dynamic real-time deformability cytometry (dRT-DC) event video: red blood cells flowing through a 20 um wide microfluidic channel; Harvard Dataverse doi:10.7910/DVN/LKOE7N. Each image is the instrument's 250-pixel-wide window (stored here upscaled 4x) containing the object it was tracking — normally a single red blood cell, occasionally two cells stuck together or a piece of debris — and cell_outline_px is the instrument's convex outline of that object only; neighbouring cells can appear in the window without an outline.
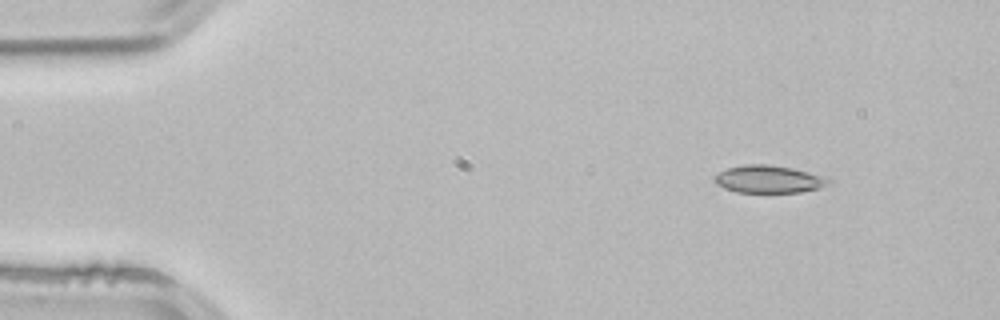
{"species": "common noctule bat (a hibernating species)", "species_latin": "Nyctalus noctula", "temperature_condition": "room temperature", "stored_images_in_passage": 3, "camera_frame_rate_fps": 3000, "um_per_image_px": 0.085, "animal": {"sex": "male", "body_mass_g": 21.5, "forearm_length_mm": 52.0}, "frame": {"image": 1, "passage_image": 1, "time_ms": 0.0, "image_size_px": [1000, 320], "cell_outline_px": [[832, 180], [820, 188], [800, 192], [736, 192], [716, 184], [712, 180], [720, 172], [728, 168], [744, 164], [768, 164], [792, 168], [828, 176]], "centroid_in_image_um": [65.37, 15.22], "position_along_channel_um": 19.6, "area_um2": 18.32}}
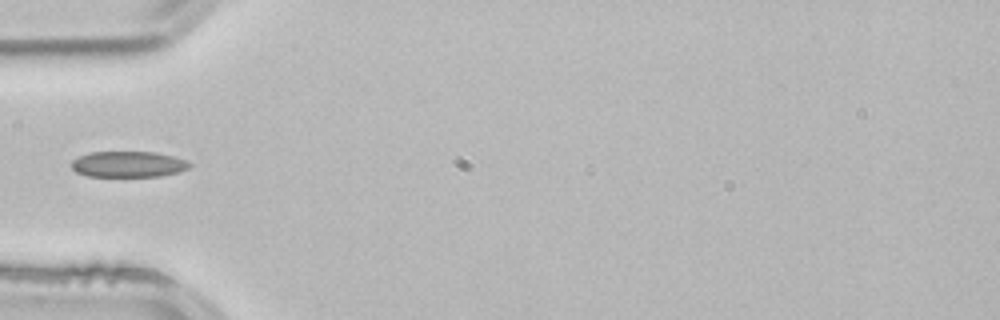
{"frame": {"image": 2, "passage_image": 3, "time_ms": 0.667, "image_size_px": [1000, 320], "cell_outline_px": [[192, 164], [188, 168], [176, 172], [160, 176], [88, 176], [76, 172], [72, 168], [72, 160], [88, 152], [156, 152], [172, 156], [184, 160]], "centroid_in_image_um": [10.87, 13.95], "position_along_channel_um": 74.1, "area_um2": 17.63}}